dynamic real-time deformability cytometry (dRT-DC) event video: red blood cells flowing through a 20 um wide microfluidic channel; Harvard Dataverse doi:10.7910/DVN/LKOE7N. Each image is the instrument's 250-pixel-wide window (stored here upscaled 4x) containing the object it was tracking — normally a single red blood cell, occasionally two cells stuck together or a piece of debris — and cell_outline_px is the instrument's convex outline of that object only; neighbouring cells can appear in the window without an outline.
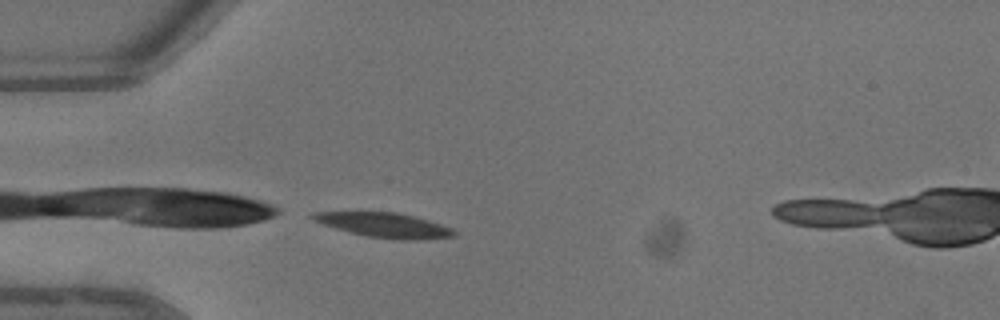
{"species": "common noctule bat (a hibernating species)", "species_latin": "Nyctalus noctula", "temperature_condition": "warm", "stored_images_in_passage": 4, "camera_frame_rate_fps": 3000, "um_per_image_px": 0.085, "animal": {"sex": "male", "body_mass_g": 13.3}, "frame": {"image": 1, "passage_image": 4, "time_ms": 1.0, "image_size_px": [1000, 320], "cell_outline_px": [[456, 236], [416, 240], [400, 240], [368, 236], [336, 228], [324, 224], [308, 216], [312, 212], [396, 212], [428, 220], [452, 228], [456, 232]], "centroid_in_image_um": [32.7, 19.13], "position_along_channel_um": 52.3, "area_um2": 19.94}}